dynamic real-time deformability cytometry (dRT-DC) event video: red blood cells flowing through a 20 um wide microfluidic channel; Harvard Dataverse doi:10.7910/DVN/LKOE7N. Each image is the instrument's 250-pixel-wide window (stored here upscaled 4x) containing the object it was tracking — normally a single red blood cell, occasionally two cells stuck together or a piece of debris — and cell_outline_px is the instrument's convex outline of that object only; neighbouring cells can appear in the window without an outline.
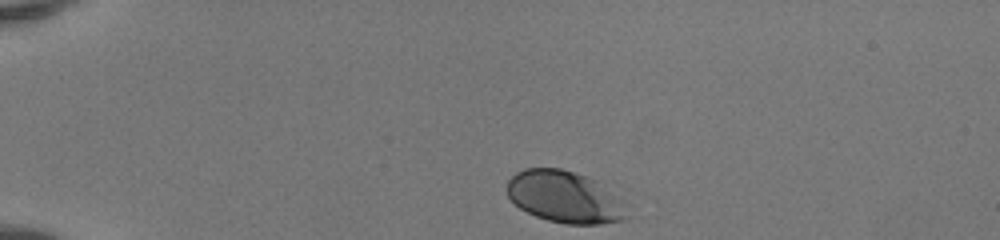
{"species": "human", "species_latin": "Homo sapiens", "temperature_condition": "room temperature", "stored_images_in_passage": 34, "camera_frame_rate_fps": 3000, "um_per_image_px": 0.085, "donor": {"sex": "female"}, "frame": {"image": 1, "passage_image": 1, "time_ms": 0.0, "image_size_px": [1000, 240], "cell_outline_px": [[628, 220], [600, 224], [564, 224], [548, 220], [536, 216], [520, 208], [508, 196], [508, 180], [516, 172], [524, 168], [560, 168], [588, 176], [596, 180], [624, 200], [628, 216]], "centroid_in_image_um": [48.05, 16.75], "position_along_channel_um": 36.9, "area_um2": 36.53}}
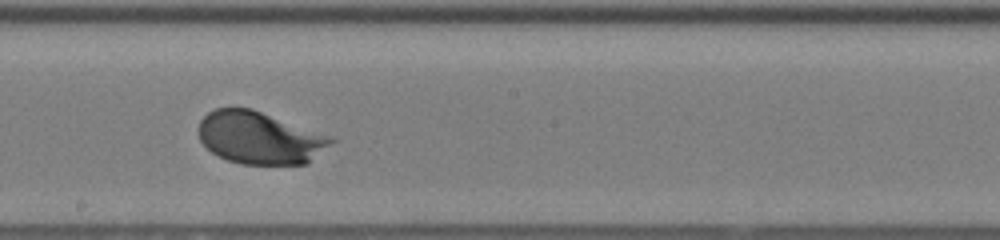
{"frame": {"image": 2, "passage_image": 20, "time_ms": 6.333, "image_size_px": [1000, 240], "cell_outline_px": [[336, 140], [308, 164], [240, 164], [228, 160], [212, 152], [200, 140], [200, 120], [208, 112], [216, 108], [252, 108], [336, 136]], "centroid_in_image_um": [22.16, 11.7], "position_along_channel_um": 226.0, "area_um2": 40.86}}
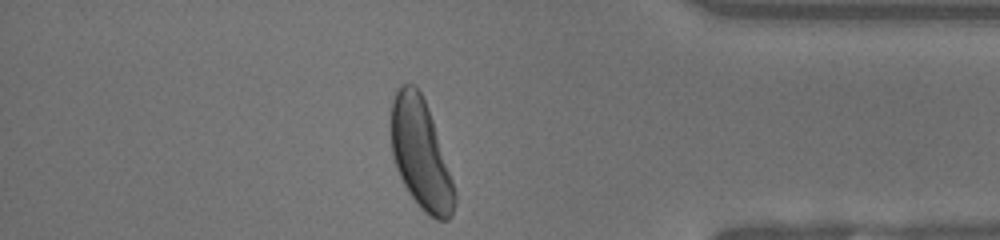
{"frame": {"image": 3, "passage_image": 34, "time_ms": 11.0, "image_size_px": [1000, 240], "cell_outline_px": [[456, 204], [452, 216], [448, 220], [436, 220], [424, 212], [420, 208], [404, 184], [396, 168], [392, 156], [392, 100], [396, 92], [404, 84], [416, 84], [428, 108], [456, 192]], "centroid_in_image_um": [35.77, 13.15], "position_along_channel_um": 399.4, "area_um2": 39.94}, "authors_computed_cell_mechanics": {"area_um2": 39.4774, "velocity_mm_per_s": 4.1181, "shape_relaxation_time_tau1_ms": 1.4677, "shape_relaxation_time_tau2_ms": null, "deformation_change_tau1": 0.1209, "deformation_change_tau2": null}}